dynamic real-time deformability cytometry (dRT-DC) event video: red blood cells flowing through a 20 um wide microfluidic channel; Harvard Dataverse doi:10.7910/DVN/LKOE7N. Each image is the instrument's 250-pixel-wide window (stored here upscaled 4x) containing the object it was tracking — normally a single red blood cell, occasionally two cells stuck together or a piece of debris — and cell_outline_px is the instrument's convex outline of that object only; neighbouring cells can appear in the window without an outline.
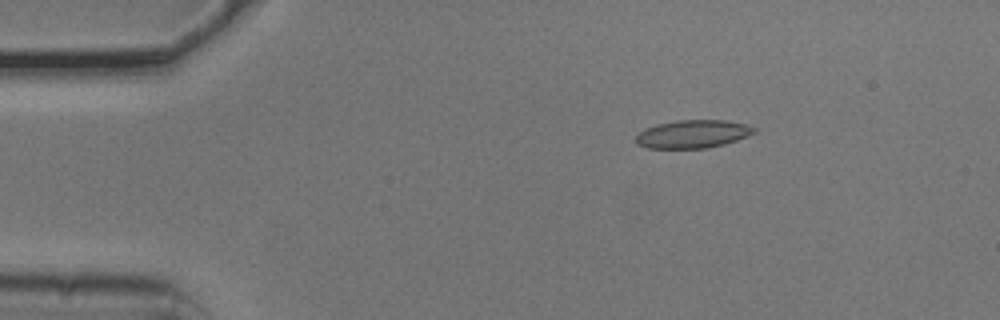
{"species": "common noctule bat (a hibernating species)", "species_latin": "Nyctalus noctula", "temperature_condition": "cold", "stored_images_in_passage": 2, "camera_frame_rate_fps": 3000, "um_per_image_px": 0.085, "animal": {"sex": "male", "body_mass_g": 20.5, "forearm_length_mm": 52.5}, "frame": {"image": 1, "passage_image": 1, "time_ms": 0.0, "image_size_px": [1000, 320], "cell_outline_px": [[760, 128], [756, 132], [748, 136], [724, 144], [708, 148], [648, 148], [636, 144], [636, 136], [644, 128], [656, 124], [676, 120], [724, 120], [744, 124]], "centroid_in_image_um": [58.9, 11.39], "position_along_channel_um": 26.1, "area_um2": 19.48}}
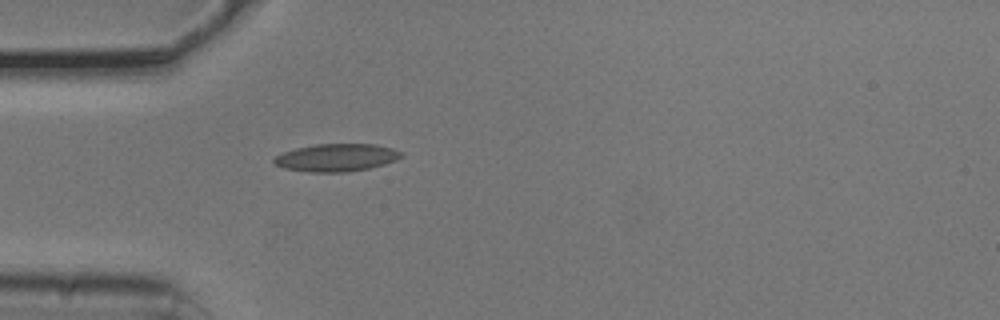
{"frame": {"image": 2, "passage_image": 2, "time_ms": 0.333, "image_size_px": [1000, 320], "cell_outline_px": [[404, 156], [396, 160], [384, 164], [368, 168], [344, 172], [308, 172], [284, 168], [276, 164], [272, 160], [276, 156], [284, 152], [296, 148], [316, 144], [376, 144], [392, 148], [404, 152]], "centroid_in_image_um": [28.63, 13.39], "position_along_channel_um": 56.4, "area_um2": 20.46}}